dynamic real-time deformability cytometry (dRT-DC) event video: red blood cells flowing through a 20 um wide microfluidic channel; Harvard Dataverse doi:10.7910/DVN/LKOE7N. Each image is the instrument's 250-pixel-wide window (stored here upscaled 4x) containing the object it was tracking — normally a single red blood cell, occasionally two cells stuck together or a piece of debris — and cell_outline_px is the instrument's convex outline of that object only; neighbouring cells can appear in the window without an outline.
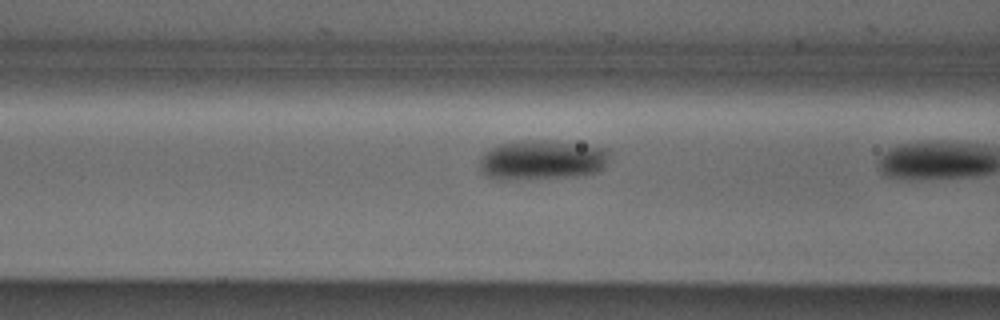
{"species": "Egyptian fruit bat (a non-hibernating species)", "species_latin": "Rousettus aegyptiacus", "temperature_condition": "cold", "stored_images_in_passage": 18, "camera_frame_rate_fps": 3000, "um_per_image_px": 0.085, "animal": {"sex": "male"}, "frame": {"image": 1, "passage_image": 18, "time_ms": 5.667, "image_size_px": [1000, 320], "cell_outline_px": [[608, 156], [604, 168], [600, 172], [576, 176], [508, 180], [500, 180], [488, 176], [480, 168], [480, 156], [484, 152], [500, 144], [524, 140], [552, 140], [608, 148]], "centroid_in_image_um": [46.09, 13.59], "position_along_channel_um": 120.5, "area_um2": 30.23}}